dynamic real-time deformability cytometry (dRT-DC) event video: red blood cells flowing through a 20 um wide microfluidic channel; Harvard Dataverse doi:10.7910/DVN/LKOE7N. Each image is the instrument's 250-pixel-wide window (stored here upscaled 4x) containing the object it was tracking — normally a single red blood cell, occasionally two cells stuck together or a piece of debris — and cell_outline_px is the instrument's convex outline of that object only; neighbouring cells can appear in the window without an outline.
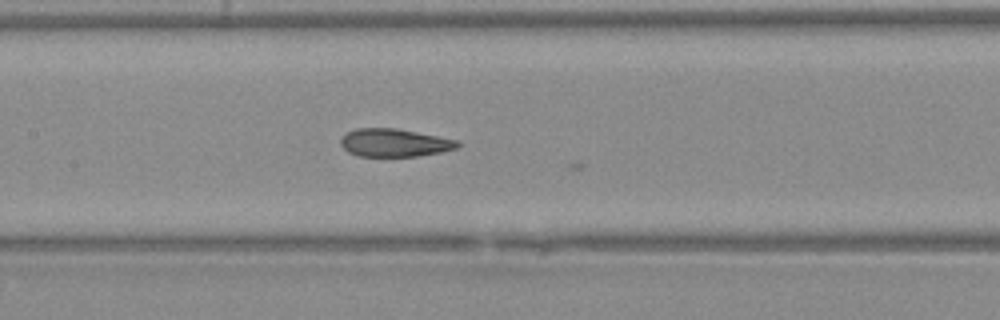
{"species": "Egyptian fruit bat (a non-hibernating species)", "species_latin": "Rousettus aegyptiacus", "temperature_condition": "warm", "stored_images_in_passage": 20, "camera_frame_rate_fps": 3000, "um_per_image_px": 0.085, "animal": {"sex": "female"}, "frame": {"image": 1, "passage_image": 19, "time_ms": 6.0, "image_size_px": [1000, 320], "cell_outline_px": [[460, 144], [456, 148], [440, 152], [420, 156], [360, 156], [348, 152], [340, 144], [340, 140], [348, 132], [356, 128], [396, 128], [456, 140]], "centroid_in_image_um": [33.5, 12.13], "position_along_channel_um": 173.9, "area_um2": 18.79}}